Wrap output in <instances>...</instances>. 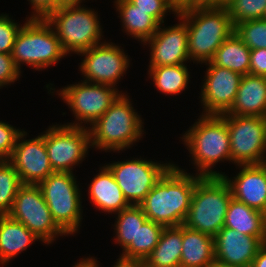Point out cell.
<instances>
[{"mask_svg":"<svg viewBox=\"0 0 266 267\" xmlns=\"http://www.w3.org/2000/svg\"><path fill=\"white\" fill-rule=\"evenodd\" d=\"M174 163L139 204L148 220L164 227L184 223L196 183L202 176Z\"/></svg>","mask_w":266,"mask_h":267,"instance_id":"obj_1","label":"cell"},{"mask_svg":"<svg viewBox=\"0 0 266 267\" xmlns=\"http://www.w3.org/2000/svg\"><path fill=\"white\" fill-rule=\"evenodd\" d=\"M179 138L189 152L196 175L222 177L225 174L214 169L218 163L231 162L229 132L222 115L200 114Z\"/></svg>","mask_w":266,"mask_h":267,"instance_id":"obj_2","label":"cell"},{"mask_svg":"<svg viewBox=\"0 0 266 267\" xmlns=\"http://www.w3.org/2000/svg\"><path fill=\"white\" fill-rule=\"evenodd\" d=\"M128 94L122 93L89 127L91 147L95 151L122 153L144 138V119L134 109Z\"/></svg>","mask_w":266,"mask_h":267,"instance_id":"obj_3","label":"cell"},{"mask_svg":"<svg viewBox=\"0 0 266 267\" xmlns=\"http://www.w3.org/2000/svg\"><path fill=\"white\" fill-rule=\"evenodd\" d=\"M188 29V53L193 64L210 62L235 31L226 7L194 5L178 11Z\"/></svg>","mask_w":266,"mask_h":267,"instance_id":"obj_4","label":"cell"},{"mask_svg":"<svg viewBox=\"0 0 266 267\" xmlns=\"http://www.w3.org/2000/svg\"><path fill=\"white\" fill-rule=\"evenodd\" d=\"M86 6L84 2L65 3L45 18L68 56L106 41L100 14Z\"/></svg>","mask_w":266,"mask_h":267,"instance_id":"obj_5","label":"cell"},{"mask_svg":"<svg viewBox=\"0 0 266 267\" xmlns=\"http://www.w3.org/2000/svg\"><path fill=\"white\" fill-rule=\"evenodd\" d=\"M25 20L15 37L11 53L16 67L21 72L24 65L35 72L46 70L68 56L46 19L26 17Z\"/></svg>","mask_w":266,"mask_h":267,"instance_id":"obj_6","label":"cell"},{"mask_svg":"<svg viewBox=\"0 0 266 267\" xmlns=\"http://www.w3.org/2000/svg\"><path fill=\"white\" fill-rule=\"evenodd\" d=\"M232 192L223 177H202L195 185L183 225L215 236L225 225Z\"/></svg>","mask_w":266,"mask_h":267,"instance_id":"obj_7","label":"cell"},{"mask_svg":"<svg viewBox=\"0 0 266 267\" xmlns=\"http://www.w3.org/2000/svg\"><path fill=\"white\" fill-rule=\"evenodd\" d=\"M79 182L74 173L53 172L38 184L53 220L67 237L77 235L82 225L83 191Z\"/></svg>","mask_w":266,"mask_h":267,"instance_id":"obj_8","label":"cell"},{"mask_svg":"<svg viewBox=\"0 0 266 267\" xmlns=\"http://www.w3.org/2000/svg\"><path fill=\"white\" fill-rule=\"evenodd\" d=\"M63 87L56 90L52 83L45 86L48 94H57L61 97L60 99L68 106L75 118L74 121L63 124L84 128L94 124L122 93H126L109 85L83 80Z\"/></svg>","mask_w":266,"mask_h":267,"instance_id":"obj_9","label":"cell"},{"mask_svg":"<svg viewBox=\"0 0 266 267\" xmlns=\"http://www.w3.org/2000/svg\"><path fill=\"white\" fill-rule=\"evenodd\" d=\"M131 158V159H130ZM106 162L130 205H139L165 172L175 163L141 156Z\"/></svg>","mask_w":266,"mask_h":267,"instance_id":"obj_10","label":"cell"},{"mask_svg":"<svg viewBox=\"0 0 266 267\" xmlns=\"http://www.w3.org/2000/svg\"><path fill=\"white\" fill-rule=\"evenodd\" d=\"M60 124V125H59ZM44 142L54 172H74L91 147L89 128L52 123L44 131ZM74 168V169H73Z\"/></svg>","mask_w":266,"mask_h":267,"instance_id":"obj_11","label":"cell"},{"mask_svg":"<svg viewBox=\"0 0 266 267\" xmlns=\"http://www.w3.org/2000/svg\"><path fill=\"white\" fill-rule=\"evenodd\" d=\"M7 215L21 222L28 230L50 246L59 237L67 235L57 226L38 185L23 184Z\"/></svg>","mask_w":266,"mask_h":267,"instance_id":"obj_12","label":"cell"},{"mask_svg":"<svg viewBox=\"0 0 266 267\" xmlns=\"http://www.w3.org/2000/svg\"><path fill=\"white\" fill-rule=\"evenodd\" d=\"M123 48L124 45L121 47L118 43L106 40L78 53L83 57L78 67L82 80L119 89L117 84L127 74L132 61Z\"/></svg>","mask_w":266,"mask_h":267,"instance_id":"obj_13","label":"cell"},{"mask_svg":"<svg viewBox=\"0 0 266 267\" xmlns=\"http://www.w3.org/2000/svg\"><path fill=\"white\" fill-rule=\"evenodd\" d=\"M222 116L229 132L231 163L235 166L266 163V117Z\"/></svg>","mask_w":266,"mask_h":267,"instance_id":"obj_14","label":"cell"},{"mask_svg":"<svg viewBox=\"0 0 266 267\" xmlns=\"http://www.w3.org/2000/svg\"><path fill=\"white\" fill-rule=\"evenodd\" d=\"M205 76L199 93L201 115H222L233 105L242 75L230 69L204 63Z\"/></svg>","mask_w":266,"mask_h":267,"instance_id":"obj_15","label":"cell"},{"mask_svg":"<svg viewBox=\"0 0 266 267\" xmlns=\"http://www.w3.org/2000/svg\"><path fill=\"white\" fill-rule=\"evenodd\" d=\"M27 135L25 130L19 134L8 161L18 172L22 184L38 185L54 171L49 162L44 131L31 139H27Z\"/></svg>","mask_w":266,"mask_h":267,"instance_id":"obj_16","label":"cell"},{"mask_svg":"<svg viewBox=\"0 0 266 267\" xmlns=\"http://www.w3.org/2000/svg\"><path fill=\"white\" fill-rule=\"evenodd\" d=\"M178 23L159 25L156 33L142 45L149 47L148 66H167L191 63L188 53V29L185 20L177 14ZM167 26V27H166Z\"/></svg>","mask_w":266,"mask_h":267,"instance_id":"obj_17","label":"cell"},{"mask_svg":"<svg viewBox=\"0 0 266 267\" xmlns=\"http://www.w3.org/2000/svg\"><path fill=\"white\" fill-rule=\"evenodd\" d=\"M239 172L223 179L229 184L232 197L266 214V163L236 165Z\"/></svg>","mask_w":266,"mask_h":267,"instance_id":"obj_18","label":"cell"},{"mask_svg":"<svg viewBox=\"0 0 266 267\" xmlns=\"http://www.w3.org/2000/svg\"><path fill=\"white\" fill-rule=\"evenodd\" d=\"M264 243L255 236L223 227L214 236L215 262L250 267Z\"/></svg>","mask_w":266,"mask_h":267,"instance_id":"obj_19","label":"cell"},{"mask_svg":"<svg viewBox=\"0 0 266 267\" xmlns=\"http://www.w3.org/2000/svg\"><path fill=\"white\" fill-rule=\"evenodd\" d=\"M90 184H88V200L90 203L104 214H116L130 206L123 195L121 188L118 186L110 169L104 164L99 165Z\"/></svg>","mask_w":266,"mask_h":267,"instance_id":"obj_20","label":"cell"},{"mask_svg":"<svg viewBox=\"0 0 266 267\" xmlns=\"http://www.w3.org/2000/svg\"><path fill=\"white\" fill-rule=\"evenodd\" d=\"M224 114L266 117V77L243 75L234 103Z\"/></svg>","mask_w":266,"mask_h":267,"instance_id":"obj_21","label":"cell"},{"mask_svg":"<svg viewBox=\"0 0 266 267\" xmlns=\"http://www.w3.org/2000/svg\"><path fill=\"white\" fill-rule=\"evenodd\" d=\"M45 245L40 238L21 222L0 215V266H6L35 242Z\"/></svg>","mask_w":266,"mask_h":267,"instance_id":"obj_22","label":"cell"},{"mask_svg":"<svg viewBox=\"0 0 266 267\" xmlns=\"http://www.w3.org/2000/svg\"><path fill=\"white\" fill-rule=\"evenodd\" d=\"M214 263V237L182 224L180 267H212Z\"/></svg>","mask_w":266,"mask_h":267,"instance_id":"obj_23","label":"cell"},{"mask_svg":"<svg viewBox=\"0 0 266 267\" xmlns=\"http://www.w3.org/2000/svg\"><path fill=\"white\" fill-rule=\"evenodd\" d=\"M116 13L121 22V29L130 38L142 44L150 39L158 30L159 23L146 11L138 9L130 0H114Z\"/></svg>","mask_w":266,"mask_h":267,"instance_id":"obj_24","label":"cell"},{"mask_svg":"<svg viewBox=\"0 0 266 267\" xmlns=\"http://www.w3.org/2000/svg\"><path fill=\"white\" fill-rule=\"evenodd\" d=\"M231 229L259 238L266 243V214L231 198L225 216V225Z\"/></svg>","mask_w":266,"mask_h":267,"instance_id":"obj_25","label":"cell"},{"mask_svg":"<svg viewBox=\"0 0 266 267\" xmlns=\"http://www.w3.org/2000/svg\"><path fill=\"white\" fill-rule=\"evenodd\" d=\"M190 65H167V66H148V79L152 81L154 88L162 93L171 96L181 95L187 91L191 82Z\"/></svg>","mask_w":266,"mask_h":267,"instance_id":"obj_26","label":"cell"},{"mask_svg":"<svg viewBox=\"0 0 266 267\" xmlns=\"http://www.w3.org/2000/svg\"><path fill=\"white\" fill-rule=\"evenodd\" d=\"M182 225L165 227L157 246L145 259V267H180Z\"/></svg>","mask_w":266,"mask_h":267,"instance_id":"obj_27","label":"cell"},{"mask_svg":"<svg viewBox=\"0 0 266 267\" xmlns=\"http://www.w3.org/2000/svg\"><path fill=\"white\" fill-rule=\"evenodd\" d=\"M250 50L234 31L216 50L210 62L243 76L249 74Z\"/></svg>","mask_w":266,"mask_h":267,"instance_id":"obj_28","label":"cell"},{"mask_svg":"<svg viewBox=\"0 0 266 267\" xmlns=\"http://www.w3.org/2000/svg\"><path fill=\"white\" fill-rule=\"evenodd\" d=\"M114 215L113 240L123 252L129 245H137L138 229L148 219L139 205H130Z\"/></svg>","mask_w":266,"mask_h":267,"instance_id":"obj_29","label":"cell"},{"mask_svg":"<svg viewBox=\"0 0 266 267\" xmlns=\"http://www.w3.org/2000/svg\"><path fill=\"white\" fill-rule=\"evenodd\" d=\"M164 226L147 220L138 229L137 245H129L120 255L126 258L144 260L150 255L157 246Z\"/></svg>","mask_w":266,"mask_h":267,"instance_id":"obj_30","label":"cell"},{"mask_svg":"<svg viewBox=\"0 0 266 267\" xmlns=\"http://www.w3.org/2000/svg\"><path fill=\"white\" fill-rule=\"evenodd\" d=\"M22 185L18 172L8 160H5L0 165V215H6L11 210Z\"/></svg>","mask_w":266,"mask_h":267,"instance_id":"obj_31","label":"cell"},{"mask_svg":"<svg viewBox=\"0 0 266 267\" xmlns=\"http://www.w3.org/2000/svg\"><path fill=\"white\" fill-rule=\"evenodd\" d=\"M226 8L235 27L247 20L264 19L266 0H231Z\"/></svg>","mask_w":266,"mask_h":267,"instance_id":"obj_32","label":"cell"},{"mask_svg":"<svg viewBox=\"0 0 266 267\" xmlns=\"http://www.w3.org/2000/svg\"><path fill=\"white\" fill-rule=\"evenodd\" d=\"M235 33L251 50L266 48V19L241 22L235 26Z\"/></svg>","mask_w":266,"mask_h":267,"instance_id":"obj_33","label":"cell"},{"mask_svg":"<svg viewBox=\"0 0 266 267\" xmlns=\"http://www.w3.org/2000/svg\"><path fill=\"white\" fill-rule=\"evenodd\" d=\"M138 9L146 11L159 24L165 23L168 12L176 17L178 10L169 0H130Z\"/></svg>","mask_w":266,"mask_h":267,"instance_id":"obj_34","label":"cell"},{"mask_svg":"<svg viewBox=\"0 0 266 267\" xmlns=\"http://www.w3.org/2000/svg\"><path fill=\"white\" fill-rule=\"evenodd\" d=\"M9 13L0 14V53L11 54L15 37L22 27Z\"/></svg>","mask_w":266,"mask_h":267,"instance_id":"obj_35","label":"cell"},{"mask_svg":"<svg viewBox=\"0 0 266 267\" xmlns=\"http://www.w3.org/2000/svg\"><path fill=\"white\" fill-rule=\"evenodd\" d=\"M23 131L6 121L0 120V154L8 160L13 152L19 134Z\"/></svg>","mask_w":266,"mask_h":267,"instance_id":"obj_36","label":"cell"},{"mask_svg":"<svg viewBox=\"0 0 266 267\" xmlns=\"http://www.w3.org/2000/svg\"><path fill=\"white\" fill-rule=\"evenodd\" d=\"M22 72L16 67L11 54L0 53V89L14 85Z\"/></svg>","mask_w":266,"mask_h":267,"instance_id":"obj_37","label":"cell"},{"mask_svg":"<svg viewBox=\"0 0 266 267\" xmlns=\"http://www.w3.org/2000/svg\"><path fill=\"white\" fill-rule=\"evenodd\" d=\"M32 7L28 18L45 19L50 13L59 9L66 2L64 0H27Z\"/></svg>","mask_w":266,"mask_h":267,"instance_id":"obj_38","label":"cell"},{"mask_svg":"<svg viewBox=\"0 0 266 267\" xmlns=\"http://www.w3.org/2000/svg\"><path fill=\"white\" fill-rule=\"evenodd\" d=\"M249 74L266 77V48L250 50Z\"/></svg>","mask_w":266,"mask_h":267,"instance_id":"obj_39","label":"cell"},{"mask_svg":"<svg viewBox=\"0 0 266 267\" xmlns=\"http://www.w3.org/2000/svg\"><path fill=\"white\" fill-rule=\"evenodd\" d=\"M119 258L111 267H145V261L140 259L126 258L118 255Z\"/></svg>","mask_w":266,"mask_h":267,"instance_id":"obj_40","label":"cell"},{"mask_svg":"<svg viewBox=\"0 0 266 267\" xmlns=\"http://www.w3.org/2000/svg\"><path fill=\"white\" fill-rule=\"evenodd\" d=\"M99 263L100 261L97 260V257L89 255L80 258L72 267H101Z\"/></svg>","mask_w":266,"mask_h":267,"instance_id":"obj_41","label":"cell"},{"mask_svg":"<svg viewBox=\"0 0 266 267\" xmlns=\"http://www.w3.org/2000/svg\"><path fill=\"white\" fill-rule=\"evenodd\" d=\"M250 267H266V243L258 250Z\"/></svg>","mask_w":266,"mask_h":267,"instance_id":"obj_42","label":"cell"},{"mask_svg":"<svg viewBox=\"0 0 266 267\" xmlns=\"http://www.w3.org/2000/svg\"><path fill=\"white\" fill-rule=\"evenodd\" d=\"M169 1L178 11L186 7L192 6V0H169Z\"/></svg>","mask_w":266,"mask_h":267,"instance_id":"obj_43","label":"cell"},{"mask_svg":"<svg viewBox=\"0 0 266 267\" xmlns=\"http://www.w3.org/2000/svg\"><path fill=\"white\" fill-rule=\"evenodd\" d=\"M194 5L213 6V0H192V6Z\"/></svg>","mask_w":266,"mask_h":267,"instance_id":"obj_44","label":"cell"},{"mask_svg":"<svg viewBox=\"0 0 266 267\" xmlns=\"http://www.w3.org/2000/svg\"><path fill=\"white\" fill-rule=\"evenodd\" d=\"M231 0H213V6L226 7Z\"/></svg>","mask_w":266,"mask_h":267,"instance_id":"obj_45","label":"cell"},{"mask_svg":"<svg viewBox=\"0 0 266 267\" xmlns=\"http://www.w3.org/2000/svg\"><path fill=\"white\" fill-rule=\"evenodd\" d=\"M212 267H240V266H233V265H227V264H223V263H217L215 262Z\"/></svg>","mask_w":266,"mask_h":267,"instance_id":"obj_46","label":"cell"},{"mask_svg":"<svg viewBox=\"0 0 266 267\" xmlns=\"http://www.w3.org/2000/svg\"><path fill=\"white\" fill-rule=\"evenodd\" d=\"M66 3H75V2H84L85 3V1L86 0H64ZM89 1V0H88Z\"/></svg>","mask_w":266,"mask_h":267,"instance_id":"obj_47","label":"cell"},{"mask_svg":"<svg viewBox=\"0 0 266 267\" xmlns=\"http://www.w3.org/2000/svg\"><path fill=\"white\" fill-rule=\"evenodd\" d=\"M6 159L0 154V165L5 161Z\"/></svg>","mask_w":266,"mask_h":267,"instance_id":"obj_48","label":"cell"}]
</instances>
